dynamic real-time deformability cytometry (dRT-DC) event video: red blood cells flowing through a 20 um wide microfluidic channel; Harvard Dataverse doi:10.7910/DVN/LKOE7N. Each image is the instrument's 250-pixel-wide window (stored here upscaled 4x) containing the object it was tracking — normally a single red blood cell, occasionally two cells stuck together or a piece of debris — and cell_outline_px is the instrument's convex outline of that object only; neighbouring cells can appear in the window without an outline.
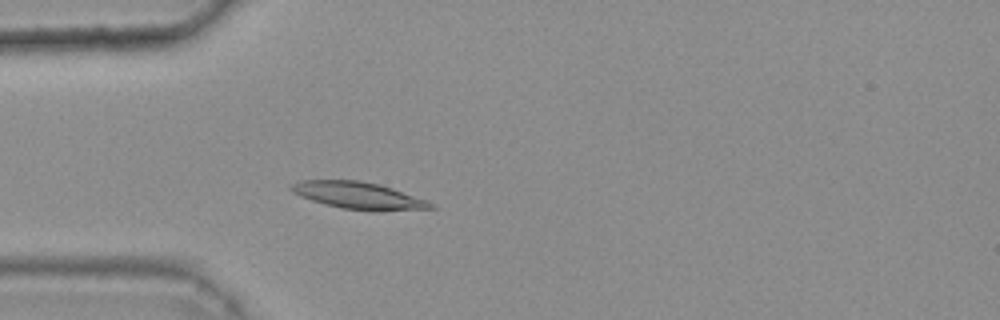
{"species": "common noctule bat (a hibernating species)", "species_latin": "Nyctalus noctula", "temperature_condition": "warm", "stored_images_in_passage": 43, "camera_frame_rate_fps": 3000, "um_per_image_px": 0.085, "animal": {"sex": "female", "body_mass_g": 25.1}, "frame": {"image": 1, "passage_image": 14, "time_ms": 4.333, "image_size_px": [1000, 320], "cell_outline_px": [[436, 208], [372, 212], [344, 208], [324, 204], [300, 196], [292, 192], [288, 188], [292, 184], [300, 180], [360, 180], [380, 184], [428, 200]], "centroid_in_image_um": [30.48, 16.62], "position_along_channel_um": 54.5, "area_um2": 22.14}}
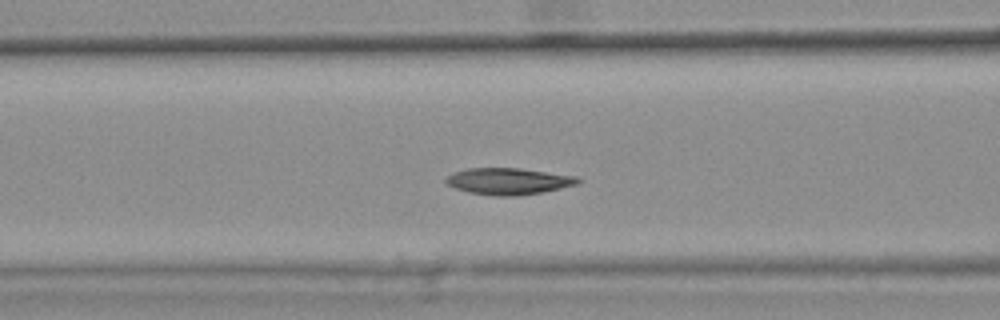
{"frame": {"image": 2, "passage_image": 20, "time_ms": 6.333, "image_size_px": [1000, 320], "cell_outline_px": [[584, 180], [580, 184], [520, 196], [496, 196], [468, 192], [456, 188], [448, 184], [444, 180], [452, 172], [468, 168], [520, 168], [576, 176]], "centroid_in_image_um": [43.25, 15.4], "position_along_channel_um": 123.3, "area_um2": 20.52}}
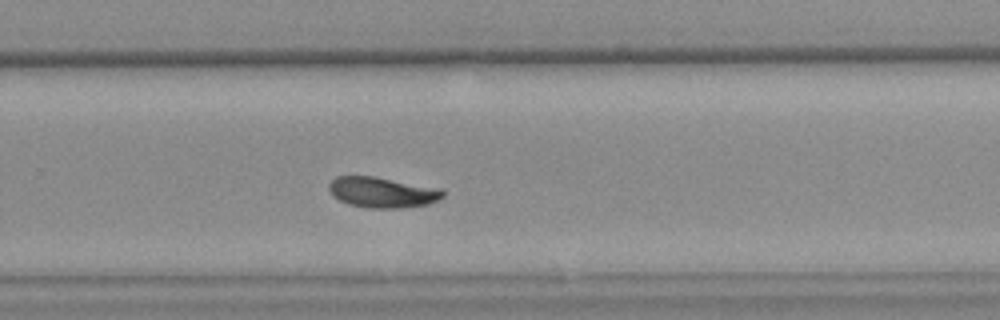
{"frame": {"image": 3, "passage_image": 34, "time_ms": 11.0, "image_size_px": [1000, 320], "cell_outline_px": [[444, 196], [428, 204], [404, 208], [368, 208], [348, 204], [340, 200], [328, 188], [328, 184], [336, 176], [372, 176], [440, 188], [444, 192]], "centroid_in_image_um": [32.5, 16.35], "position_along_channel_um": 297.3, "area_um2": 20.11}, "authors_computed_cell_mechanics": {"area_um2": 20.808, "velocity_mm_per_s": 3.7371, "shape_relaxation_time_tau1_ms": 3.6713, "shape_relaxation_time_tau2_ms": 4.5912, "deformation_change_tau1": 0.1168, "deformation_change_tau2": 0.0799}}